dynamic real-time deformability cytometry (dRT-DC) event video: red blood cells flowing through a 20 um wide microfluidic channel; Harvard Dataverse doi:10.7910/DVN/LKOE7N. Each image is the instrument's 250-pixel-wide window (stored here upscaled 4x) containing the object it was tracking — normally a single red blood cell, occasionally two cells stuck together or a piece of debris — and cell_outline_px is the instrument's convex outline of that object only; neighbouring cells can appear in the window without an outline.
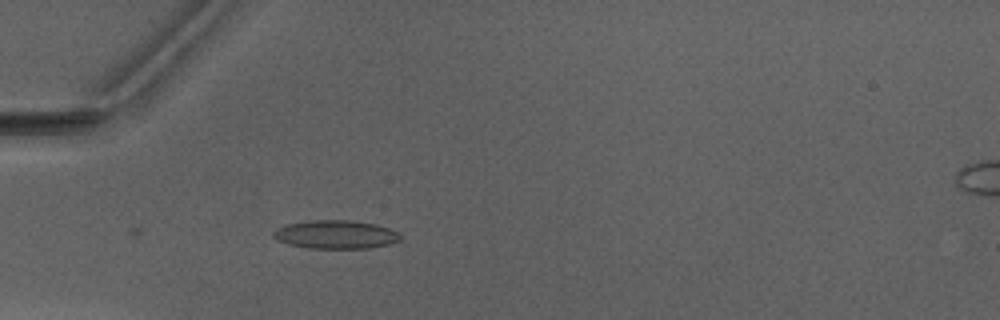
{"species": "Egyptian fruit bat (a non-hibernating species)", "species_latin": "Rousettus aegyptiacus", "temperature_condition": "warm", "stored_images_in_passage": 3, "camera_frame_rate_fps": 3000, "um_per_image_px": 0.085, "animal": {"sex": "male"}, "frame": {"image": 1, "passage_image": 3, "time_ms": 2.333, "image_size_px": [1000, 320], "cell_outline_px": [[400, 240], [388, 244], [368, 248], [308, 248], [288, 244], [276, 240], [272, 236], [272, 232], [276, 228], [288, 224], [312, 220], [348, 220], [376, 224], [388, 228], [396, 232], [400, 236]], "centroid_in_image_um": [28.48, 19.93], "position_along_channel_um": 56.5, "area_um2": 20.92}}